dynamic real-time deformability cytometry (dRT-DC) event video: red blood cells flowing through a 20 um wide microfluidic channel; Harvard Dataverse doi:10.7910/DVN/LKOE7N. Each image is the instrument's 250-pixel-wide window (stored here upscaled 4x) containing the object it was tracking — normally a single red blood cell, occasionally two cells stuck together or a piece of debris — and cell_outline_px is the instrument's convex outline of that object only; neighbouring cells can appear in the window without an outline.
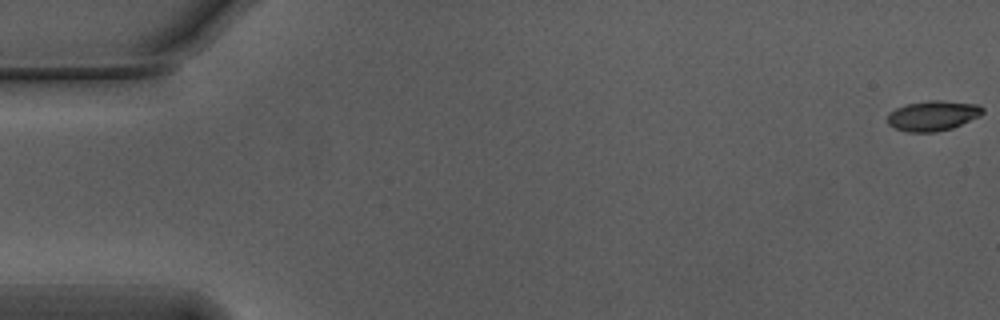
{"species": "Egyptian fruit bat (a non-hibernating species)", "species_latin": "Rousettus aegyptiacus", "temperature_condition": "warm", "stored_images_in_passage": 10, "camera_frame_rate_fps": 3000, "um_per_image_px": 0.085, "animal": {"sex": "male"}, "frame": {"image": 1, "passage_image": 1, "time_ms": 0.0, "image_size_px": [1000, 320], "cell_outline_px": [[984, 112], [980, 116], [952, 128], [936, 132], [908, 132], [896, 128], [888, 124], [888, 116], [896, 108], [908, 104], [928, 100], [940, 100], [980, 104], [984, 108]], "centroid_in_image_um": [79.35, 9.83], "position_along_channel_um": 5.7, "area_um2": 16.65}}